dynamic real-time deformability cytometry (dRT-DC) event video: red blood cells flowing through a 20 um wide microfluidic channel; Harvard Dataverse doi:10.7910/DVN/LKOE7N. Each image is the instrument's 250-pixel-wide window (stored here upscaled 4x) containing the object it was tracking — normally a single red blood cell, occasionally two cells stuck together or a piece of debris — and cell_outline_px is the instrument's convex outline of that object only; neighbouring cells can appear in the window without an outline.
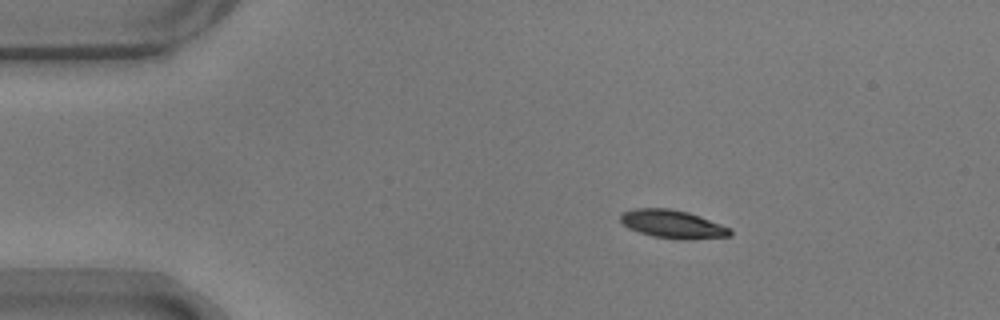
{"species": "common noctule bat (a hibernating species)", "species_latin": "Nyctalus noctula", "temperature_condition": "warm", "stored_images_in_passage": 47, "camera_frame_rate_fps": 3000, "um_per_image_px": 0.085, "animal": {"sex": "male", "body_mass_g": 17.9}, "frame": {"image": 1, "passage_image": 1, "time_ms": 0.0, "image_size_px": [1000, 320], "cell_outline_px": [[732, 236], [688, 240], [680, 240], [652, 236], [628, 228], [620, 220], [620, 216], [624, 212], [636, 208], [668, 208], [688, 212], [700, 216], [732, 228]], "centroid_in_image_um": [57.23, 19.06], "position_along_channel_um": 27.8, "area_um2": 18.15}}
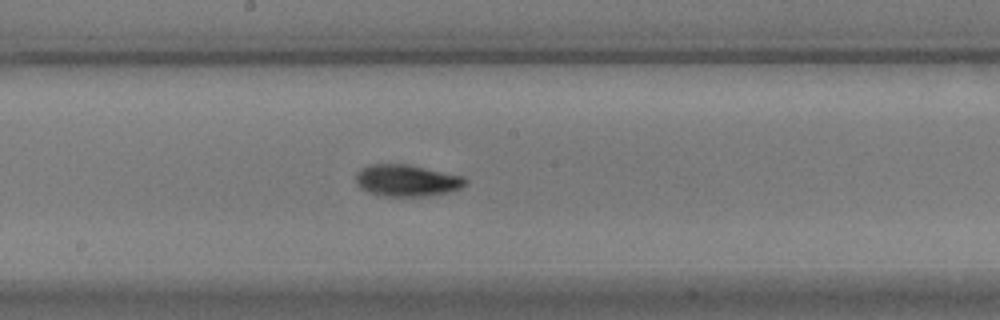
{"frame": {"image": 2, "passage_image": 21, "time_ms": 6.667, "image_size_px": [1000, 320], "cell_outline_px": [[468, 184], [460, 188], [448, 192], [428, 196], [380, 196], [368, 192], [360, 188], [356, 184], [356, 172], [360, 168], [368, 164], [408, 164], [464, 176], [468, 180]], "centroid_in_image_um": [34.57, 15.34], "position_along_channel_um": 213.6, "area_um2": 20.58}}
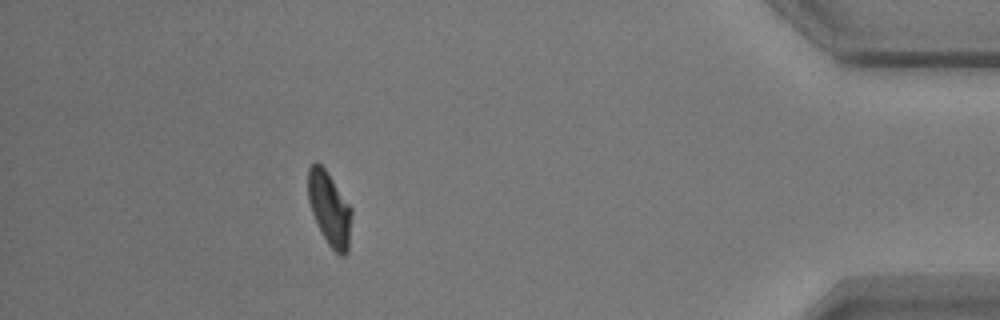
{"frame": {"image": 3, "passage_image": 41, "time_ms": 13.333, "image_size_px": [1000, 320], "cell_outline_px": [[352, 212], [348, 252], [344, 256], [340, 256], [328, 244], [312, 212], [308, 200], [308, 168], [316, 160], [328, 172], [352, 208]], "centroid_in_image_um": [28.02, 17.72], "position_along_channel_um": 407.2, "area_um2": 18.61}, "authors_computed_cell_mechanics": {"area_um2": 19.074, "velocity_mm_per_s": 3.6739, "shape_relaxation_time_tau1_ms": 3.4545, "shape_relaxation_time_tau2_ms": 3.6661, "deformation_change_tau1": 0.1374, "deformation_change_tau2": 0.0925}}